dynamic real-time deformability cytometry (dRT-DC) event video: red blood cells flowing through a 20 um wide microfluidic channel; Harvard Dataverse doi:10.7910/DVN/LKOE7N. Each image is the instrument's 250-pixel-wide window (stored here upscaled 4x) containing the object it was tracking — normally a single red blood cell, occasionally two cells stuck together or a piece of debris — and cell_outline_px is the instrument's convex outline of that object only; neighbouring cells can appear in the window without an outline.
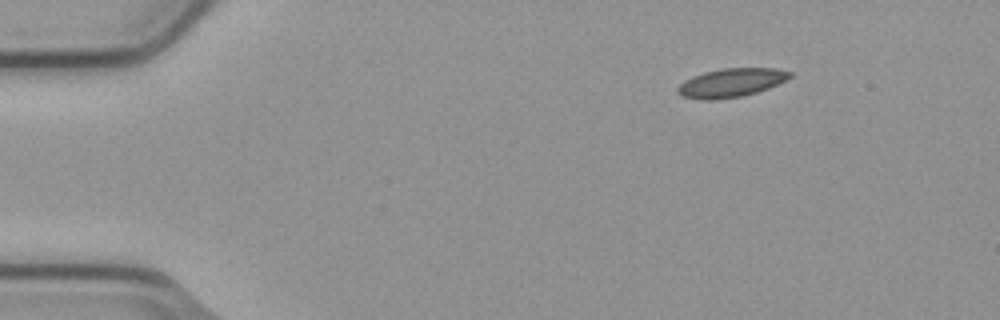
{"species": "common noctule bat (a hibernating species)", "species_latin": "Nyctalus noctula", "temperature_condition": "cold", "stored_images_in_passage": 5, "camera_frame_rate_fps": 3000, "um_per_image_px": 0.085, "animal": {"sex": "male", "body_mass_g": 23.1, "forearm_length_mm": 52.7}, "frame": {"image": 1, "passage_image": 1, "time_ms": 0.0, "image_size_px": [1000, 320], "cell_outline_px": [[792, 76], [768, 88], [744, 96], [712, 100], [704, 100], [684, 96], [676, 92], [676, 88], [684, 80], [692, 76], [704, 72], [720, 68], [776, 68], [792, 72]], "centroid_in_image_um": [62.12, 7.02], "position_along_channel_um": 22.9, "area_um2": 18.73}}
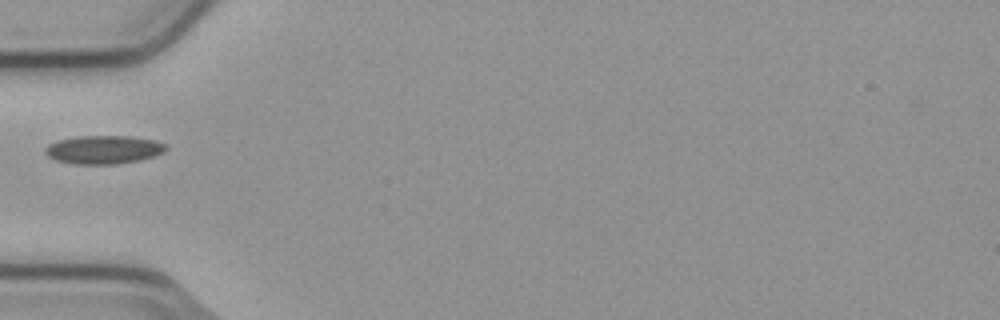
{"frame": {"image": 2, "passage_image": 4, "time_ms": 1.0, "image_size_px": [1000, 320], "cell_outline_px": [[168, 148], [164, 152], [140, 160], [116, 164], [72, 164], [56, 160], [48, 156], [44, 152], [44, 148], [48, 144], [56, 140], [76, 136], [132, 136], [156, 140], [164, 144]], "centroid_in_image_um": [8.78, 12.71], "position_along_channel_um": 76.2, "area_um2": 20.17}}
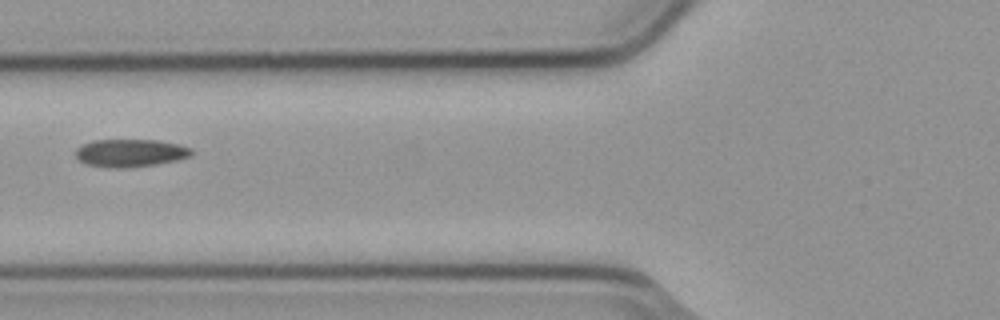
{"frame": {"image": 3, "passage_image": 5, "time_ms": 1.333, "image_size_px": [1000, 320], "cell_outline_px": [[192, 156], [176, 160], [156, 164], [120, 168], [108, 168], [88, 164], [80, 160], [76, 156], [76, 148], [80, 144], [92, 140], [160, 140], [180, 144], [192, 148]], "centroid_in_image_um": [11.09, 12.99], "position_along_channel_um": 114.7, "area_um2": 18.84}}